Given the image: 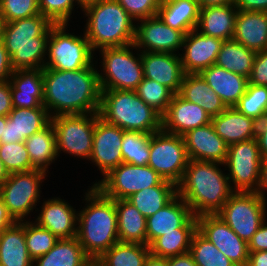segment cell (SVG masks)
<instances>
[{
  "label": "cell",
  "mask_w": 267,
  "mask_h": 266,
  "mask_svg": "<svg viewBox=\"0 0 267 266\" xmlns=\"http://www.w3.org/2000/svg\"><path fill=\"white\" fill-rule=\"evenodd\" d=\"M247 117L255 118L267 112V86L248 83L246 93L234 106Z\"/></svg>",
  "instance_id": "45"
},
{
  "label": "cell",
  "mask_w": 267,
  "mask_h": 266,
  "mask_svg": "<svg viewBox=\"0 0 267 266\" xmlns=\"http://www.w3.org/2000/svg\"><path fill=\"white\" fill-rule=\"evenodd\" d=\"M114 201L119 241L147 245L146 218L126 199Z\"/></svg>",
  "instance_id": "34"
},
{
  "label": "cell",
  "mask_w": 267,
  "mask_h": 266,
  "mask_svg": "<svg viewBox=\"0 0 267 266\" xmlns=\"http://www.w3.org/2000/svg\"><path fill=\"white\" fill-rule=\"evenodd\" d=\"M40 14L38 0H0V20L3 23Z\"/></svg>",
  "instance_id": "46"
},
{
  "label": "cell",
  "mask_w": 267,
  "mask_h": 266,
  "mask_svg": "<svg viewBox=\"0 0 267 266\" xmlns=\"http://www.w3.org/2000/svg\"><path fill=\"white\" fill-rule=\"evenodd\" d=\"M262 158L256 139L241 141L228 146L227 176L234 192H256L261 175ZM233 182L234 186L231 185ZM234 187V188H233Z\"/></svg>",
  "instance_id": "13"
},
{
  "label": "cell",
  "mask_w": 267,
  "mask_h": 266,
  "mask_svg": "<svg viewBox=\"0 0 267 266\" xmlns=\"http://www.w3.org/2000/svg\"><path fill=\"white\" fill-rule=\"evenodd\" d=\"M99 72L94 63L74 71L43 68V105L50 117L99 113Z\"/></svg>",
  "instance_id": "1"
},
{
  "label": "cell",
  "mask_w": 267,
  "mask_h": 266,
  "mask_svg": "<svg viewBox=\"0 0 267 266\" xmlns=\"http://www.w3.org/2000/svg\"><path fill=\"white\" fill-rule=\"evenodd\" d=\"M164 179L149 165L121 163L112 169L96 186L106 197L125 200L145 188L159 185Z\"/></svg>",
  "instance_id": "14"
},
{
  "label": "cell",
  "mask_w": 267,
  "mask_h": 266,
  "mask_svg": "<svg viewBox=\"0 0 267 266\" xmlns=\"http://www.w3.org/2000/svg\"><path fill=\"white\" fill-rule=\"evenodd\" d=\"M197 228H177V232L159 236L149 247L152 256L169 258L190 251L191 240Z\"/></svg>",
  "instance_id": "39"
},
{
  "label": "cell",
  "mask_w": 267,
  "mask_h": 266,
  "mask_svg": "<svg viewBox=\"0 0 267 266\" xmlns=\"http://www.w3.org/2000/svg\"><path fill=\"white\" fill-rule=\"evenodd\" d=\"M151 134L125 131L121 143L123 163L136 166L147 165L150 158Z\"/></svg>",
  "instance_id": "40"
},
{
  "label": "cell",
  "mask_w": 267,
  "mask_h": 266,
  "mask_svg": "<svg viewBox=\"0 0 267 266\" xmlns=\"http://www.w3.org/2000/svg\"><path fill=\"white\" fill-rule=\"evenodd\" d=\"M77 0H38L40 13L53 24H68Z\"/></svg>",
  "instance_id": "47"
},
{
  "label": "cell",
  "mask_w": 267,
  "mask_h": 266,
  "mask_svg": "<svg viewBox=\"0 0 267 266\" xmlns=\"http://www.w3.org/2000/svg\"><path fill=\"white\" fill-rule=\"evenodd\" d=\"M84 197L88 204L78 212L76 238L95 262L119 241L115 201L93 185Z\"/></svg>",
  "instance_id": "3"
},
{
  "label": "cell",
  "mask_w": 267,
  "mask_h": 266,
  "mask_svg": "<svg viewBox=\"0 0 267 266\" xmlns=\"http://www.w3.org/2000/svg\"><path fill=\"white\" fill-rule=\"evenodd\" d=\"M168 266H197L190 252L168 258Z\"/></svg>",
  "instance_id": "55"
},
{
  "label": "cell",
  "mask_w": 267,
  "mask_h": 266,
  "mask_svg": "<svg viewBox=\"0 0 267 266\" xmlns=\"http://www.w3.org/2000/svg\"><path fill=\"white\" fill-rule=\"evenodd\" d=\"M150 254L149 245L118 241L94 262V266H144Z\"/></svg>",
  "instance_id": "38"
},
{
  "label": "cell",
  "mask_w": 267,
  "mask_h": 266,
  "mask_svg": "<svg viewBox=\"0 0 267 266\" xmlns=\"http://www.w3.org/2000/svg\"><path fill=\"white\" fill-rule=\"evenodd\" d=\"M36 264V265H34ZM33 266H94L76 237L58 239L45 255L33 260Z\"/></svg>",
  "instance_id": "33"
},
{
  "label": "cell",
  "mask_w": 267,
  "mask_h": 266,
  "mask_svg": "<svg viewBox=\"0 0 267 266\" xmlns=\"http://www.w3.org/2000/svg\"><path fill=\"white\" fill-rule=\"evenodd\" d=\"M211 123L216 133L230 146L253 139V120L235 107H227L222 113L212 117Z\"/></svg>",
  "instance_id": "32"
},
{
  "label": "cell",
  "mask_w": 267,
  "mask_h": 266,
  "mask_svg": "<svg viewBox=\"0 0 267 266\" xmlns=\"http://www.w3.org/2000/svg\"><path fill=\"white\" fill-rule=\"evenodd\" d=\"M3 22L0 20V40H1V29H2Z\"/></svg>",
  "instance_id": "64"
},
{
  "label": "cell",
  "mask_w": 267,
  "mask_h": 266,
  "mask_svg": "<svg viewBox=\"0 0 267 266\" xmlns=\"http://www.w3.org/2000/svg\"><path fill=\"white\" fill-rule=\"evenodd\" d=\"M256 52L237 41L225 40L217 54L215 65L246 78L250 77Z\"/></svg>",
  "instance_id": "37"
},
{
  "label": "cell",
  "mask_w": 267,
  "mask_h": 266,
  "mask_svg": "<svg viewBox=\"0 0 267 266\" xmlns=\"http://www.w3.org/2000/svg\"><path fill=\"white\" fill-rule=\"evenodd\" d=\"M246 266H267V251L249 252Z\"/></svg>",
  "instance_id": "57"
},
{
  "label": "cell",
  "mask_w": 267,
  "mask_h": 266,
  "mask_svg": "<svg viewBox=\"0 0 267 266\" xmlns=\"http://www.w3.org/2000/svg\"><path fill=\"white\" fill-rule=\"evenodd\" d=\"M6 123H7V116H0V138L1 136H3Z\"/></svg>",
  "instance_id": "62"
},
{
  "label": "cell",
  "mask_w": 267,
  "mask_h": 266,
  "mask_svg": "<svg viewBox=\"0 0 267 266\" xmlns=\"http://www.w3.org/2000/svg\"><path fill=\"white\" fill-rule=\"evenodd\" d=\"M177 228H197V218L178 194L162 209L146 218L147 245L150 246L165 233L177 232Z\"/></svg>",
  "instance_id": "18"
},
{
  "label": "cell",
  "mask_w": 267,
  "mask_h": 266,
  "mask_svg": "<svg viewBox=\"0 0 267 266\" xmlns=\"http://www.w3.org/2000/svg\"><path fill=\"white\" fill-rule=\"evenodd\" d=\"M141 60L144 78L166 86L174 94L179 93L185 74L180 54L141 52Z\"/></svg>",
  "instance_id": "22"
},
{
  "label": "cell",
  "mask_w": 267,
  "mask_h": 266,
  "mask_svg": "<svg viewBox=\"0 0 267 266\" xmlns=\"http://www.w3.org/2000/svg\"><path fill=\"white\" fill-rule=\"evenodd\" d=\"M82 11L88 17L84 34L93 51L133 44L134 20L116 0H99Z\"/></svg>",
  "instance_id": "5"
},
{
  "label": "cell",
  "mask_w": 267,
  "mask_h": 266,
  "mask_svg": "<svg viewBox=\"0 0 267 266\" xmlns=\"http://www.w3.org/2000/svg\"><path fill=\"white\" fill-rule=\"evenodd\" d=\"M11 83L10 81L0 83V116H8L12 111Z\"/></svg>",
  "instance_id": "53"
},
{
  "label": "cell",
  "mask_w": 267,
  "mask_h": 266,
  "mask_svg": "<svg viewBox=\"0 0 267 266\" xmlns=\"http://www.w3.org/2000/svg\"><path fill=\"white\" fill-rule=\"evenodd\" d=\"M265 222L266 220L248 242L249 252L267 251V222Z\"/></svg>",
  "instance_id": "51"
},
{
  "label": "cell",
  "mask_w": 267,
  "mask_h": 266,
  "mask_svg": "<svg viewBox=\"0 0 267 266\" xmlns=\"http://www.w3.org/2000/svg\"><path fill=\"white\" fill-rule=\"evenodd\" d=\"M190 160L223 164L227 159L228 145L216 133L212 123L194 128L183 135Z\"/></svg>",
  "instance_id": "20"
},
{
  "label": "cell",
  "mask_w": 267,
  "mask_h": 266,
  "mask_svg": "<svg viewBox=\"0 0 267 266\" xmlns=\"http://www.w3.org/2000/svg\"><path fill=\"white\" fill-rule=\"evenodd\" d=\"M176 195L177 186L170 181L163 180L159 185L140 190L126 200L147 218L162 209Z\"/></svg>",
  "instance_id": "36"
},
{
  "label": "cell",
  "mask_w": 267,
  "mask_h": 266,
  "mask_svg": "<svg viewBox=\"0 0 267 266\" xmlns=\"http://www.w3.org/2000/svg\"><path fill=\"white\" fill-rule=\"evenodd\" d=\"M14 69L11 65V57L5 48L2 40H0V83L10 81Z\"/></svg>",
  "instance_id": "52"
},
{
  "label": "cell",
  "mask_w": 267,
  "mask_h": 266,
  "mask_svg": "<svg viewBox=\"0 0 267 266\" xmlns=\"http://www.w3.org/2000/svg\"><path fill=\"white\" fill-rule=\"evenodd\" d=\"M248 81L252 85L267 86V49L256 53Z\"/></svg>",
  "instance_id": "49"
},
{
  "label": "cell",
  "mask_w": 267,
  "mask_h": 266,
  "mask_svg": "<svg viewBox=\"0 0 267 266\" xmlns=\"http://www.w3.org/2000/svg\"><path fill=\"white\" fill-rule=\"evenodd\" d=\"M16 221L9 214L7 207L4 205L3 201L0 199V233L12 226Z\"/></svg>",
  "instance_id": "56"
},
{
  "label": "cell",
  "mask_w": 267,
  "mask_h": 266,
  "mask_svg": "<svg viewBox=\"0 0 267 266\" xmlns=\"http://www.w3.org/2000/svg\"><path fill=\"white\" fill-rule=\"evenodd\" d=\"M234 4L241 11L267 12V0H234Z\"/></svg>",
  "instance_id": "54"
},
{
  "label": "cell",
  "mask_w": 267,
  "mask_h": 266,
  "mask_svg": "<svg viewBox=\"0 0 267 266\" xmlns=\"http://www.w3.org/2000/svg\"><path fill=\"white\" fill-rule=\"evenodd\" d=\"M200 6L197 0H163L157 16L184 35L197 28Z\"/></svg>",
  "instance_id": "31"
},
{
  "label": "cell",
  "mask_w": 267,
  "mask_h": 266,
  "mask_svg": "<svg viewBox=\"0 0 267 266\" xmlns=\"http://www.w3.org/2000/svg\"><path fill=\"white\" fill-rule=\"evenodd\" d=\"M216 162L188 160L177 194L188 204L195 217L217 214L234 193L228 176Z\"/></svg>",
  "instance_id": "2"
},
{
  "label": "cell",
  "mask_w": 267,
  "mask_h": 266,
  "mask_svg": "<svg viewBox=\"0 0 267 266\" xmlns=\"http://www.w3.org/2000/svg\"><path fill=\"white\" fill-rule=\"evenodd\" d=\"M200 8H207L217 5H227L234 3V0H197Z\"/></svg>",
  "instance_id": "59"
},
{
  "label": "cell",
  "mask_w": 267,
  "mask_h": 266,
  "mask_svg": "<svg viewBox=\"0 0 267 266\" xmlns=\"http://www.w3.org/2000/svg\"><path fill=\"white\" fill-rule=\"evenodd\" d=\"M13 108H39L43 105V69H17L11 75Z\"/></svg>",
  "instance_id": "25"
},
{
  "label": "cell",
  "mask_w": 267,
  "mask_h": 266,
  "mask_svg": "<svg viewBox=\"0 0 267 266\" xmlns=\"http://www.w3.org/2000/svg\"><path fill=\"white\" fill-rule=\"evenodd\" d=\"M233 40L260 52L267 49V12L238 10Z\"/></svg>",
  "instance_id": "26"
},
{
  "label": "cell",
  "mask_w": 267,
  "mask_h": 266,
  "mask_svg": "<svg viewBox=\"0 0 267 266\" xmlns=\"http://www.w3.org/2000/svg\"><path fill=\"white\" fill-rule=\"evenodd\" d=\"M253 139H256L262 160H267V112L252 118Z\"/></svg>",
  "instance_id": "50"
},
{
  "label": "cell",
  "mask_w": 267,
  "mask_h": 266,
  "mask_svg": "<svg viewBox=\"0 0 267 266\" xmlns=\"http://www.w3.org/2000/svg\"><path fill=\"white\" fill-rule=\"evenodd\" d=\"M32 167L48 171V166L59 156L56 149V136L52 123L28 137L24 141Z\"/></svg>",
  "instance_id": "35"
},
{
  "label": "cell",
  "mask_w": 267,
  "mask_h": 266,
  "mask_svg": "<svg viewBox=\"0 0 267 266\" xmlns=\"http://www.w3.org/2000/svg\"><path fill=\"white\" fill-rule=\"evenodd\" d=\"M188 160L183 136L163 129L151 134L150 158L147 165L164 180L177 186L183 178Z\"/></svg>",
  "instance_id": "10"
},
{
  "label": "cell",
  "mask_w": 267,
  "mask_h": 266,
  "mask_svg": "<svg viewBox=\"0 0 267 266\" xmlns=\"http://www.w3.org/2000/svg\"><path fill=\"white\" fill-rule=\"evenodd\" d=\"M133 49L134 44L99 50L103 60V73H98L101 90H135L141 83L144 78L141 51L136 57Z\"/></svg>",
  "instance_id": "7"
},
{
  "label": "cell",
  "mask_w": 267,
  "mask_h": 266,
  "mask_svg": "<svg viewBox=\"0 0 267 266\" xmlns=\"http://www.w3.org/2000/svg\"><path fill=\"white\" fill-rule=\"evenodd\" d=\"M99 116L124 131L152 134L162 129V116L135 90H102Z\"/></svg>",
  "instance_id": "6"
},
{
  "label": "cell",
  "mask_w": 267,
  "mask_h": 266,
  "mask_svg": "<svg viewBox=\"0 0 267 266\" xmlns=\"http://www.w3.org/2000/svg\"><path fill=\"white\" fill-rule=\"evenodd\" d=\"M238 9L235 4L200 8L197 30L204 35L225 40L233 39Z\"/></svg>",
  "instance_id": "28"
},
{
  "label": "cell",
  "mask_w": 267,
  "mask_h": 266,
  "mask_svg": "<svg viewBox=\"0 0 267 266\" xmlns=\"http://www.w3.org/2000/svg\"><path fill=\"white\" fill-rule=\"evenodd\" d=\"M189 252L197 266H237L198 230L192 237Z\"/></svg>",
  "instance_id": "41"
},
{
  "label": "cell",
  "mask_w": 267,
  "mask_h": 266,
  "mask_svg": "<svg viewBox=\"0 0 267 266\" xmlns=\"http://www.w3.org/2000/svg\"><path fill=\"white\" fill-rule=\"evenodd\" d=\"M0 266H33L25 242V220L0 233Z\"/></svg>",
  "instance_id": "30"
},
{
  "label": "cell",
  "mask_w": 267,
  "mask_h": 266,
  "mask_svg": "<svg viewBox=\"0 0 267 266\" xmlns=\"http://www.w3.org/2000/svg\"><path fill=\"white\" fill-rule=\"evenodd\" d=\"M35 223L54 234L57 238H73L77 235L76 211L69 203L58 197L43 202Z\"/></svg>",
  "instance_id": "24"
},
{
  "label": "cell",
  "mask_w": 267,
  "mask_h": 266,
  "mask_svg": "<svg viewBox=\"0 0 267 266\" xmlns=\"http://www.w3.org/2000/svg\"><path fill=\"white\" fill-rule=\"evenodd\" d=\"M57 154L61 151L78 158L90 159L96 113L57 115L51 118Z\"/></svg>",
  "instance_id": "12"
},
{
  "label": "cell",
  "mask_w": 267,
  "mask_h": 266,
  "mask_svg": "<svg viewBox=\"0 0 267 266\" xmlns=\"http://www.w3.org/2000/svg\"><path fill=\"white\" fill-rule=\"evenodd\" d=\"M197 230L212 242L227 258L237 266H246L249 249L242 240L217 214L200 215Z\"/></svg>",
  "instance_id": "15"
},
{
  "label": "cell",
  "mask_w": 267,
  "mask_h": 266,
  "mask_svg": "<svg viewBox=\"0 0 267 266\" xmlns=\"http://www.w3.org/2000/svg\"><path fill=\"white\" fill-rule=\"evenodd\" d=\"M265 190L267 191V160H263L261 164V175H260V183L257 189V193L260 194L265 200Z\"/></svg>",
  "instance_id": "58"
},
{
  "label": "cell",
  "mask_w": 267,
  "mask_h": 266,
  "mask_svg": "<svg viewBox=\"0 0 267 266\" xmlns=\"http://www.w3.org/2000/svg\"><path fill=\"white\" fill-rule=\"evenodd\" d=\"M207 84L221 98L226 107H234L246 93L248 78L225 70L217 65L202 70L199 73Z\"/></svg>",
  "instance_id": "27"
},
{
  "label": "cell",
  "mask_w": 267,
  "mask_h": 266,
  "mask_svg": "<svg viewBox=\"0 0 267 266\" xmlns=\"http://www.w3.org/2000/svg\"><path fill=\"white\" fill-rule=\"evenodd\" d=\"M135 92L147 105L161 116L167 112L168 105L175 95L166 86L148 78H143L135 89Z\"/></svg>",
  "instance_id": "42"
},
{
  "label": "cell",
  "mask_w": 267,
  "mask_h": 266,
  "mask_svg": "<svg viewBox=\"0 0 267 266\" xmlns=\"http://www.w3.org/2000/svg\"><path fill=\"white\" fill-rule=\"evenodd\" d=\"M59 238L35 222L25 220V242L29 256L35 260L52 249Z\"/></svg>",
  "instance_id": "43"
},
{
  "label": "cell",
  "mask_w": 267,
  "mask_h": 266,
  "mask_svg": "<svg viewBox=\"0 0 267 266\" xmlns=\"http://www.w3.org/2000/svg\"><path fill=\"white\" fill-rule=\"evenodd\" d=\"M212 118L199 105L183 99L178 93L172 98L167 112L162 116V129L183 136L194 128L210 124Z\"/></svg>",
  "instance_id": "21"
},
{
  "label": "cell",
  "mask_w": 267,
  "mask_h": 266,
  "mask_svg": "<svg viewBox=\"0 0 267 266\" xmlns=\"http://www.w3.org/2000/svg\"><path fill=\"white\" fill-rule=\"evenodd\" d=\"M9 172L6 170L4 163L0 159V186L5 182V180L9 177Z\"/></svg>",
  "instance_id": "61"
},
{
  "label": "cell",
  "mask_w": 267,
  "mask_h": 266,
  "mask_svg": "<svg viewBox=\"0 0 267 266\" xmlns=\"http://www.w3.org/2000/svg\"><path fill=\"white\" fill-rule=\"evenodd\" d=\"M223 40L207 36L194 29L184 36L180 55L184 73H200L214 65Z\"/></svg>",
  "instance_id": "19"
},
{
  "label": "cell",
  "mask_w": 267,
  "mask_h": 266,
  "mask_svg": "<svg viewBox=\"0 0 267 266\" xmlns=\"http://www.w3.org/2000/svg\"><path fill=\"white\" fill-rule=\"evenodd\" d=\"M139 22L135 25L133 42L139 51L175 54V51L182 49L185 35L166 25L158 16L142 19Z\"/></svg>",
  "instance_id": "16"
},
{
  "label": "cell",
  "mask_w": 267,
  "mask_h": 266,
  "mask_svg": "<svg viewBox=\"0 0 267 266\" xmlns=\"http://www.w3.org/2000/svg\"><path fill=\"white\" fill-rule=\"evenodd\" d=\"M67 24H54L47 41V61L44 68L74 71L93 64L94 51L86 35L65 32Z\"/></svg>",
  "instance_id": "8"
},
{
  "label": "cell",
  "mask_w": 267,
  "mask_h": 266,
  "mask_svg": "<svg viewBox=\"0 0 267 266\" xmlns=\"http://www.w3.org/2000/svg\"><path fill=\"white\" fill-rule=\"evenodd\" d=\"M266 203L257 192H234L217 215L248 243L266 220Z\"/></svg>",
  "instance_id": "9"
},
{
  "label": "cell",
  "mask_w": 267,
  "mask_h": 266,
  "mask_svg": "<svg viewBox=\"0 0 267 266\" xmlns=\"http://www.w3.org/2000/svg\"><path fill=\"white\" fill-rule=\"evenodd\" d=\"M77 1H78V5L82 9L91 3L98 2L99 0H77Z\"/></svg>",
  "instance_id": "63"
},
{
  "label": "cell",
  "mask_w": 267,
  "mask_h": 266,
  "mask_svg": "<svg viewBox=\"0 0 267 266\" xmlns=\"http://www.w3.org/2000/svg\"><path fill=\"white\" fill-rule=\"evenodd\" d=\"M125 131L118 126L108 124L96 113L90 161L95 163L106 176L112 169L123 163L121 143Z\"/></svg>",
  "instance_id": "17"
},
{
  "label": "cell",
  "mask_w": 267,
  "mask_h": 266,
  "mask_svg": "<svg viewBox=\"0 0 267 266\" xmlns=\"http://www.w3.org/2000/svg\"><path fill=\"white\" fill-rule=\"evenodd\" d=\"M144 266H168V258H159L150 254Z\"/></svg>",
  "instance_id": "60"
},
{
  "label": "cell",
  "mask_w": 267,
  "mask_h": 266,
  "mask_svg": "<svg viewBox=\"0 0 267 266\" xmlns=\"http://www.w3.org/2000/svg\"><path fill=\"white\" fill-rule=\"evenodd\" d=\"M0 159L9 174L34 170L24 141L0 144Z\"/></svg>",
  "instance_id": "44"
},
{
  "label": "cell",
  "mask_w": 267,
  "mask_h": 266,
  "mask_svg": "<svg viewBox=\"0 0 267 266\" xmlns=\"http://www.w3.org/2000/svg\"><path fill=\"white\" fill-rule=\"evenodd\" d=\"M178 94L186 101L199 105L211 118L227 108L199 73H185Z\"/></svg>",
  "instance_id": "29"
},
{
  "label": "cell",
  "mask_w": 267,
  "mask_h": 266,
  "mask_svg": "<svg viewBox=\"0 0 267 266\" xmlns=\"http://www.w3.org/2000/svg\"><path fill=\"white\" fill-rule=\"evenodd\" d=\"M46 174L40 169L11 173L0 186V199L16 222L26 220L24 217L35 209Z\"/></svg>",
  "instance_id": "11"
},
{
  "label": "cell",
  "mask_w": 267,
  "mask_h": 266,
  "mask_svg": "<svg viewBox=\"0 0 267 266\" xmlns=\"http://www.w3.org/2000/svg\"><path fill=\"white\" fill-rule=\"evenodd\" d=\"M53 25L41 13L2 24L1 40L14 70L44 68L47 41Z\"/></svg>",
  "instance_id": "4"
},
{
  "label": "cell",
  "mask_w": 267,
  "mask_h": 266,
  "mask_svg": "<svg viewBox=\"0 0 267 266\" xmlns=\"http://www.w3.org/2000/svg\"><path fill=\"white\" fill-rule=\"evenodd\" d=\"M136 22L157 16L163 0H116Z\"/></svg>",
  "instance_id": "48"
},
{
  "label": "cell",
  "mask_w": 267,
  "mask_h": 266,
  "mask_svg": "<svg viewBox=\"0 0 267 266\" xmlns=\"http://www.w3.org/2000/svg\"><path fill=\"white\" fill-rule=\"evenodd\" d=\"M50 122L51 117L45 107L13 108L7 116L0 144L23 142L44 129Z\"/></svg>",
  "instance_id": "23"
}]
</instances>
